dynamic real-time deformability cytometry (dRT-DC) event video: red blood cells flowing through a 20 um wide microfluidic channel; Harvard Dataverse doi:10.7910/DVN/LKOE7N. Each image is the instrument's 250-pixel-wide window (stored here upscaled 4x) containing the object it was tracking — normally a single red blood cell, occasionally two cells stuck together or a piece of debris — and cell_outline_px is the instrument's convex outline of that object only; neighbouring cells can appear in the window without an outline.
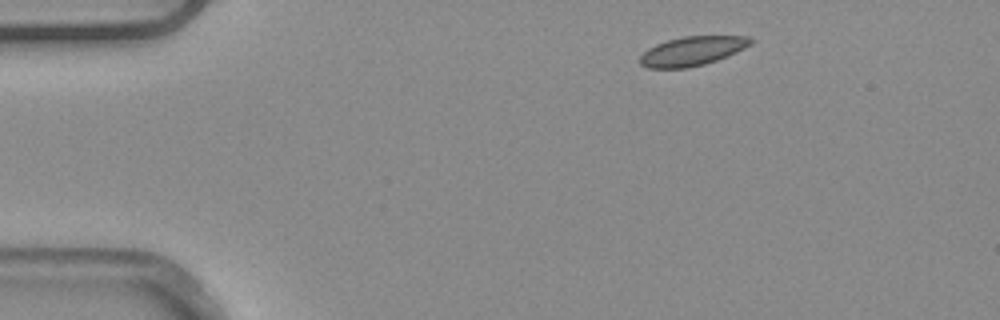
{"species": "common noctule bat (a hibernating species)", "species_latin": "Nyctalus noctula", "temperature_condition": "warm", "stored_images_in_passage": 3, "camera_frame_rate_fps": 3000, "um_per_image_px": 0.085, "animal": {"sex": "male", "body_mass_g": 20.4}, "frame": {"image": 1, "passage_image": 1, "time_ms": 0.0, "image_size_px": [1000, 320], "cell_outline_px": [[756, 40], [752, 44], [728, 56], [704, 64], [688, 68], [648, 68], [640, 64], [640, 56], [648, 48], [656, 44], [668, 40], [684, 36], [748, 36]], "centroid_in_image_um": [58.86, 4.33], "position_along_channel_um": 26.1, "area_um2": 18.84}}